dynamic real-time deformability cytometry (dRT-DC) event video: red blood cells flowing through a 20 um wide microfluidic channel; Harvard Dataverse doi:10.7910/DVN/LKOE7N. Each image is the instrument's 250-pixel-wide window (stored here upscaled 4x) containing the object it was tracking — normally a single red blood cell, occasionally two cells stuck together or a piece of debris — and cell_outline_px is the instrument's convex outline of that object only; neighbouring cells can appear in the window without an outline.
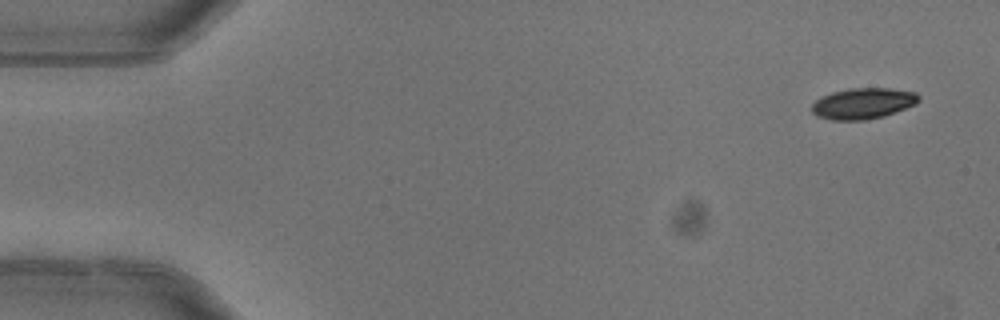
{"species": "common noctule bat (a hibernating species)", "species_latin": "Nyctalus noctula", "temperature_condition": "warm", "stored_images_in_passage": 4, "camera_frame_rate_fps": 3000, "um_per_image_px": 0.085, "animal": {"sex": "female"}, "frame": {"image": 1, "passage_image": 1, "time_ms": 0.0, "image_size_px": [1000, 320], "cell_outline_px": [[920, 100], [916, 104], [884, 116], [864, 120], [832, 120], [816, 116], [812, 112], [812, 104], [820, 96], [832, 92], [848, 88], [892, 88], [916, 92], [920, 96]], "centroid_in_image_um": [73.36, 8.78], "position_along_channel_um": 11.6, "area_um2": 19.48}}
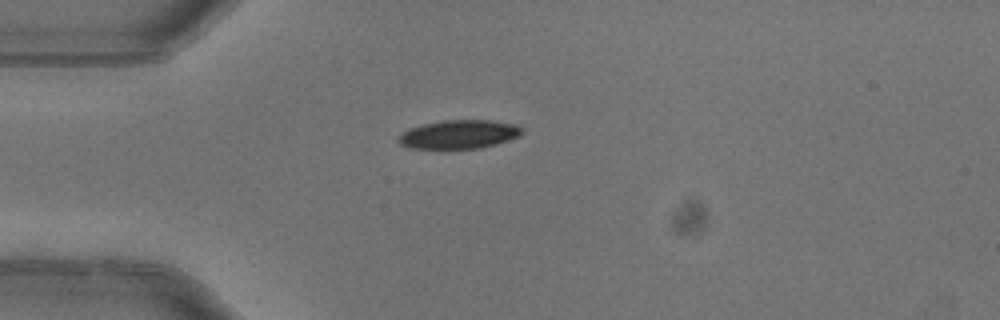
{"frame": {"image": 2, "passage_image": 4, "time_ms": 1.0, "image_size_px": [1000, 320], "cell_outline_px": [[524, 132], [508, 140], [496, 144], [480, 148], [408, 148], [400, 144], [396, 140], [408, 128], [424, 124], [444, 120], [492, 120], [520, 124], [524, 128]], "centroid_in_image_um": [39.05, 11.4], "position_along_channel_um": 45.9, "area_um2": 20.69}}